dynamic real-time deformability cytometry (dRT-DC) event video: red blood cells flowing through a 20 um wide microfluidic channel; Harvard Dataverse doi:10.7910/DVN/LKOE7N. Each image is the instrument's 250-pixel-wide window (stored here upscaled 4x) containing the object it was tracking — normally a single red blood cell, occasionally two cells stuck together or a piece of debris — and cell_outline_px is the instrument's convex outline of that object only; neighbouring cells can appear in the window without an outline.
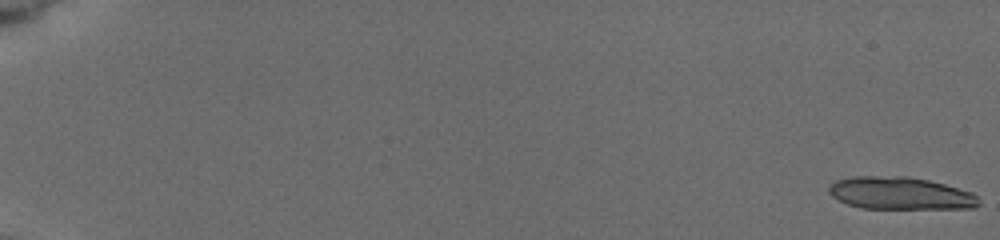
{"species": "common noctule bat (a hibernating species)", "species_latin": "Nyctalus noctula", "temperature_condition": "cold", "stored_images_in_passage": 16, "camera_frame_rate_fps": 3000, "um_per_image_px": 0.085, "animal": {"sex": "female", "body_mass_g": 19.5, "forearm_length_mm": 54.1}, "frame": {"image": 1, "passage_image": 1, "time_ms": 0.0, "image_size_px": [1000, 240], "cell_outline_px": [[980, 204], [972, 208], [860, 208], [848, 204], [832, 196], [828, 192], [828, 188], [836, 180], [856, 176], [908, 176], [928, 180], [944, 184], [972, 192], [976, 196]], "centroid_in_image_um": [76.51, 16.42], "position_along_channel_um": 8.5, "area_um2": 28.15}}
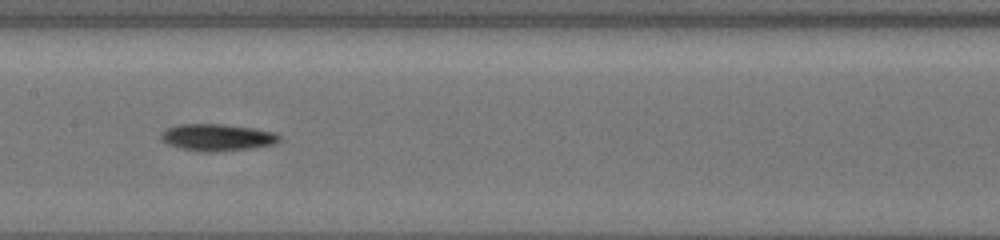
{"frame": {"image": 2, "passage_image": 12, "time_ms": 10.333, "image_size_px": [1000, 240], "cell_outline_px": [[280, 140], [272, 144], [252, 148], [212, 152], [204, 152], [180, 148], [168, 144], [160, 136], [160, 132], [168, 128], [180, 124], [224, 124], [252, 128], [276, 132], [280, 136]], "centroid_in_image_um": [18.46, 11.67], "position_along_channel_um": 188.9, "area_um2": 18.44}}
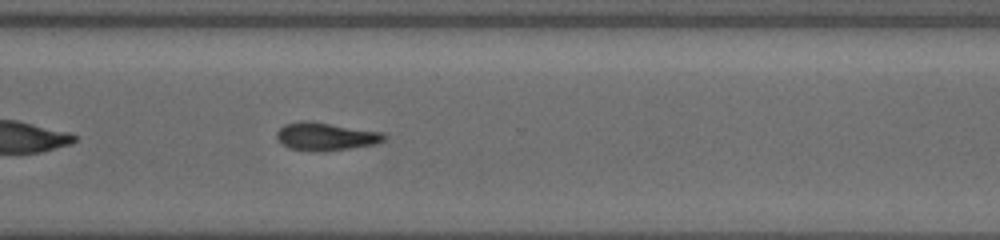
{"frame": {"image": 3, "passage_image": 16, "time_ms": 14.333, "image_size_px": [1000, 240], "cell_outline_px": [[384, 140], [372, 144], [352, 148], [288, 148], [276, 136], [276, 132], [284, 124], [304, 120], [380, 132], [384, 136]], "centroid_in_image_um": [27.64, 11.55], "position_along_channel_um": 343.0, "area_um2": 16.07}}